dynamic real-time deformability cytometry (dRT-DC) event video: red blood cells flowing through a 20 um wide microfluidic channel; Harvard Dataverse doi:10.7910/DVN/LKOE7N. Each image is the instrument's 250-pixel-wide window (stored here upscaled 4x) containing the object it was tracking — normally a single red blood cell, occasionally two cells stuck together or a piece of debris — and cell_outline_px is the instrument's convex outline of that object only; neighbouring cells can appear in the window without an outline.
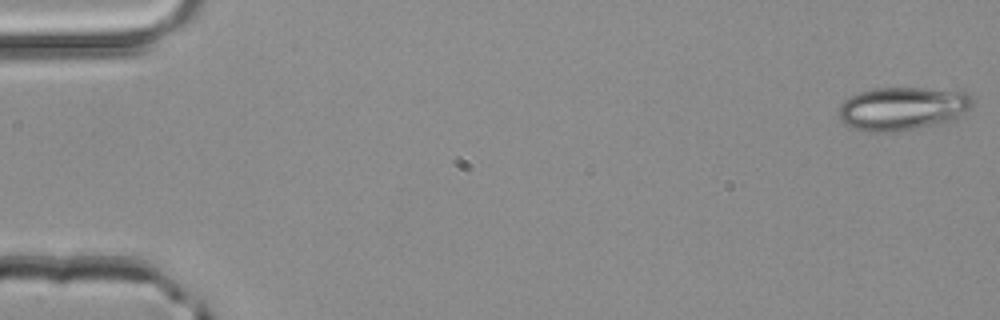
{"species": "common noctule bat (a hibernating species)", "species_latin": "Nyctalus noctula", "temperature_condition": "room temperature", "stored_images_in_passage": 4, "camera_frame_rate_fps": 3000, "um_per_image_px": 0.085, "animal": {"sex": "male", "body_mass_g": 20.4}, "frame": {"image": 1, "passage_image": 1, "time_ms": 0.0, "image_size_px": [1000, 320], "cell_outline_px": [[972, 104], [964, 112], [952, 120], [916, 128], [888, 132], [864, 132], [852, 128], [844, 124], [840, 120], [840, 104], [844, 100], [860, 92], [876, 88], [924, 88], [968, 92], [972, 96]], "centroid_in_image_um": [76.68, 9.22], "position_along_channel_um": 8.3, "area_um2": 33.52}}